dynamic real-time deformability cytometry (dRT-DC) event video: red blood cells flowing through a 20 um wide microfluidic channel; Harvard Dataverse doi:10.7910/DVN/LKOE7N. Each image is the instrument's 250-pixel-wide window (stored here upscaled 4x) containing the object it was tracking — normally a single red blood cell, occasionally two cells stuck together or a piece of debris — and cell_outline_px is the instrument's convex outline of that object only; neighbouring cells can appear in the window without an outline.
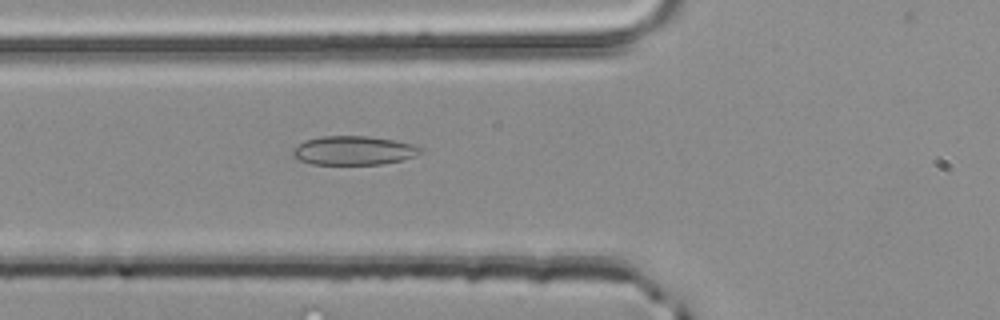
{"species": "common noctule bat (a hibernating species)", "species_latin": "Nyctalus noctula", "temperature_condition": "room temperature", "stored_images_in_passage": 4, "camera_frame_rate_fps": 3000, "um_per_image_px": 0.085, "animal": {"sex": "male", "body_mass_g": 20.4}, "frame": {"image": 1, "passage_image": 4, "time_ms": 1.0, "image_size_px": [1000, 320], "cell_outline_px": [[420, 152], [404, 160], [380, 164], [312, 164], [300, 160], [292, 156], [292, 148], [304, 140], [320, 136], [368, 136], [392, 140], [412, 144], [420, 148]], "centroid_in_image_um": [29.98, 12.79], "position_along_channel_um": 95.8, "area_um2": 21.39}}